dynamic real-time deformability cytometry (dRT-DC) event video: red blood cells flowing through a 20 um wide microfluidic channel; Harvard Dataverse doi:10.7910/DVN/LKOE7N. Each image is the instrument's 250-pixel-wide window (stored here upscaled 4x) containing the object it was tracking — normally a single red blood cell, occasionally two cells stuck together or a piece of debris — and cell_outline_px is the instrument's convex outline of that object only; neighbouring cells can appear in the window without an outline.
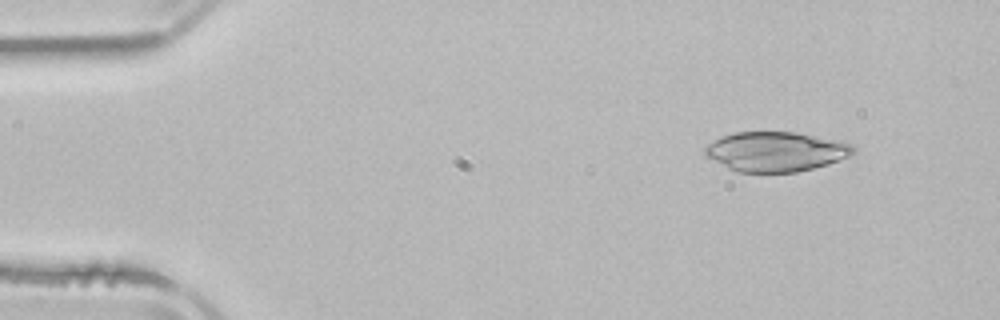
{"species": "common noctule bat (a hibernating species)", "species_latin": "Nyctalus noctula", "temperature_condition": "room temperature", "stored_images_in_passage": 4, "camera_frame_rate_fps": 3000, "um_per_image_px": 0.085, "animal": {"sex": "male", "body_mass_g": 21.5, "forearm_length_mm": 52.0}, "frame": {"image": 1, "passage_image": 1, "time_ms": 0.0, "image_size_px": [1000, 320], "cell_outline_px": [[856, 152], [848, 156], [828, 164], [796, 172], [740, 172], [728, 168], [708, 156], [704, 152], [704, 148], [708, 144], [724, 136], [736, 132], [796, 132], [844, 140], [852, 144], [856, 148]], "centroid_in_image_um": [66.03, 12.87], "position_along_channel_um": 19.0, "area_um2": 34.22}}